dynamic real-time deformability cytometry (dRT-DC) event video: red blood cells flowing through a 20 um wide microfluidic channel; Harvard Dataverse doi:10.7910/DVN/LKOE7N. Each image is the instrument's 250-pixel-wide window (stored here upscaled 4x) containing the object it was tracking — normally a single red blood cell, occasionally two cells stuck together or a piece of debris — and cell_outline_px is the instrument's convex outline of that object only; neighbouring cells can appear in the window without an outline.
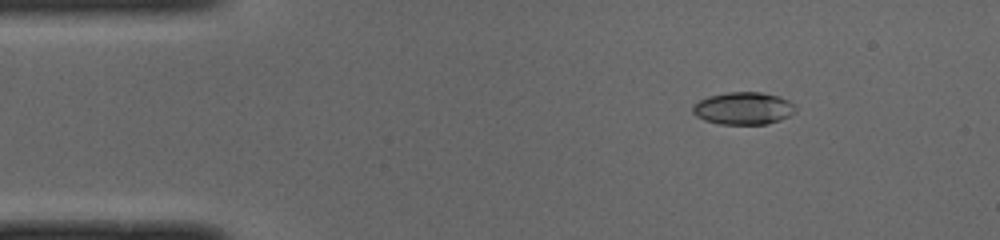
{"species": "common noctule bat (a hibernating species)", "species_latin": "Nyctalus noctula", "temperature_condition": "cold", "stored_images_in_passage": 48, "camera_frame_rate_fps": 3000, "um_per_image_px": 0.085, "animal": {"sex": "male", "body_mass_g": 19.0, "forearm_length_mm": 50.8}, "frame": {"image": 1, "passage_image": 5, "time_ms": 1.333, "image_size_px": [1000, 240], "cell_outline_px": [[796, 112], [780, 120], [768, 124], [720, 124], [704, 120], [696, 116], [692, 112], [692, 104], [708, 96], [728, 92], [760, 92], [780, 96], [788, 100], [796, 108]], "centroid_in_image_um": [63.17, 9.21], "position_along_channel_um": 21.8, "area_um2": 19.54}}
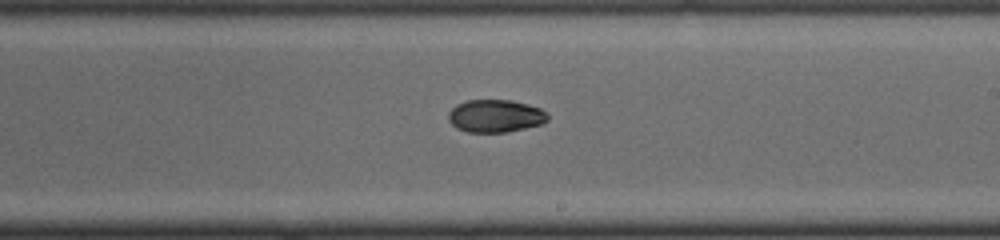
{"frame": {"image": 2, "passage_image": 27, "time_ms": 8.667, "image_size_px": [1000, 240], "cell_outline_px": [[548, 120], [540, 124], [524, 128], [504, 132], [468, 132], [456, 128], [448, 120], [448, 112], [456, 104], [468, 100], [512, 100], [528, 104], [540, 108], [548, 116]], "centroid_in_image_um": [42.07, 9.85], "position_along_channel_um": 246.9, "area_um2": 18.84}}
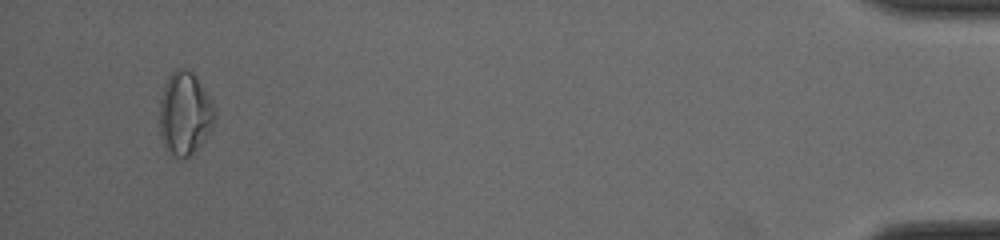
{"frame": {"image": 3, "passage_image": 46, "time_ms": 15.0, "image_size_px": [1000, 240], "cell_outline_px": [[216, 120], [212, 128], [204, 140], [184, 160], [176, 156], [164, 148], [160, 136], [160, 100], [164, 84], [168, 76], [176, 68], [184, 68], [192, 72], [196, 76], [212, 100], [216, 112]], "centroid_in_image_um": [15.72, 9.63], "position_along_channel_um": 419.5, "area_um2": 26.93}, "authors_computed_cell_mechanics": {"area_um2": 19.5075, "velocity_mm_per_s": 3.9866, "shape_relaxation_time_tau1_ms": 5.4547, "shape_relaxation_time_tau2_ms": null, "deformation_change_tau1": 0.1547, "deformation_change_tau2": null}}